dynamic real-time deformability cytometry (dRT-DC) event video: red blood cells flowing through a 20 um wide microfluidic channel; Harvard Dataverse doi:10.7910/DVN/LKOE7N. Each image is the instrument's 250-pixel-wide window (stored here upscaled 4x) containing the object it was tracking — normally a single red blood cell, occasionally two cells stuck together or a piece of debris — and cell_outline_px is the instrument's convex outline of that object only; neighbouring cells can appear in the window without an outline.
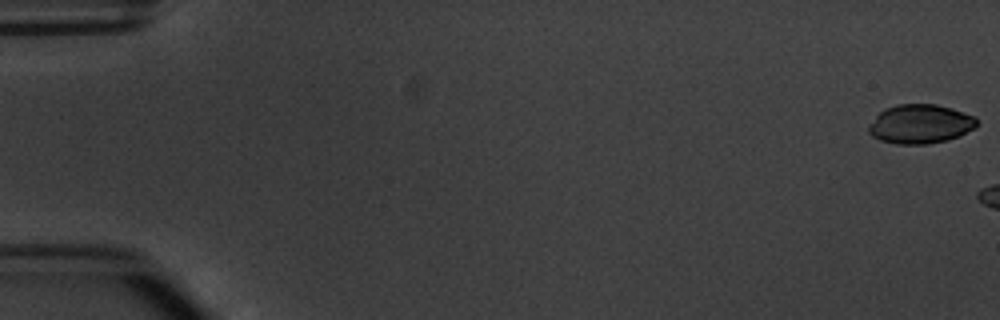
{"species": "common noctule bat (a hibernating species)", "species_latin": "Nyctalus noctula", "temperature_condition": "warm", "stored_images_in_passage": 6, "camera_frame_rate_fps": 3000, "um_per_image_px": 0.085, "animal": {"sex": "male", "body_mass_g": 20.1, "forearm_length_mm": 53.5}, "frame": {"image": 1, "passage_image": 1, "time_ms": 0.0, "image_size_px": [1000, 320], "cell_outline_px": [[976, 128], [960, 136], [948, 140], [928, 144], [896, 144], [880, 140], [872, 136], [868, 132], [868, 128], [876, 116], [884, 108], [896, 104], [936, 104], [952, 108], [976, 116]], "centroid_in_image_um": [78.24, 10.54], "position_along_channel_um": 6.8, "area_um2": 24.85}}
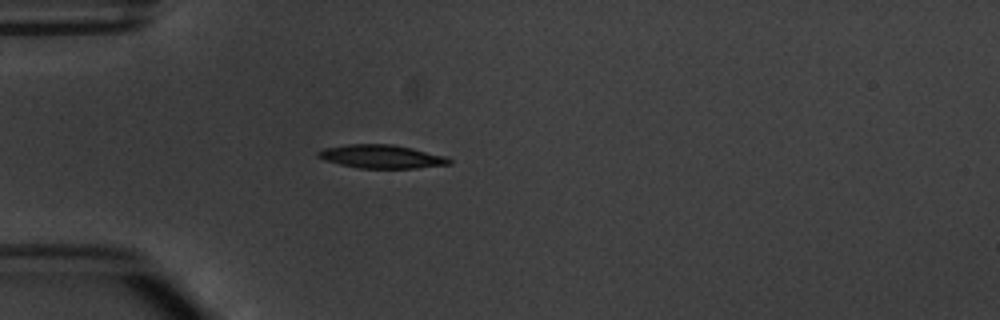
{"frame": {"image": 2, "passage_image": 6, "time_ms": 6.667, "image_size_px": [1000, 320], "cell_outline_px": [[452, 164], [416, 168], [360, 168], [340, 164], [324, 160], [316, 156], [316, 152], [324, 148], [348, 144], [392, 144], [412, 148], [448, 156], [452, 160]], "centroid_in_image_um": [32.46, 13.3], "position_along_channel_um": 52.5, "area_um2": 18.03}}